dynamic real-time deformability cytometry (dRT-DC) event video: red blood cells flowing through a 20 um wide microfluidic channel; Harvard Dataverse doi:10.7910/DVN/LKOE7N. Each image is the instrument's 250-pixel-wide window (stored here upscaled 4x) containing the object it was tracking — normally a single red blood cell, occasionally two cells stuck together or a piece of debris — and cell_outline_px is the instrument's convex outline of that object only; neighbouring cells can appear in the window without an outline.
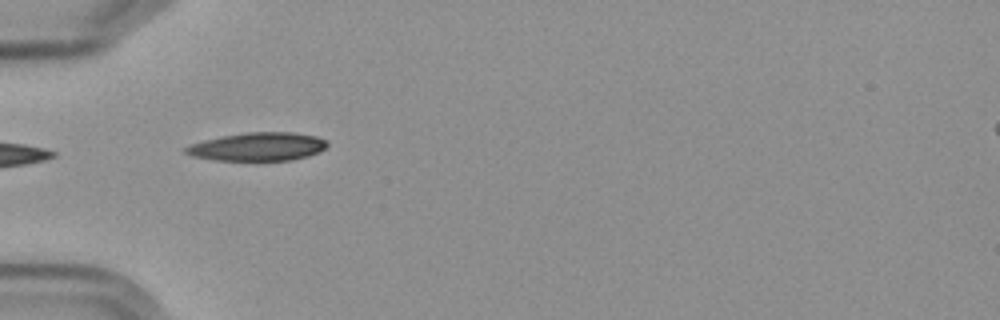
{"species": "Egyptian fruit bat (a non-hibernating species)", "species_latin": "Rousettus aegyptiacus", "temperature_condition": "cold", "stored_images_in_passage": 5, "camera_frame_rate_fps": 3000, "um_per_image_px": 0.085, "frame": {"image": 1, "passage_image": 4, "time_ms": 3.667, "image_size_px": [1000, 320], "cell_outline_px": [[328, 144], [324, 148], [308, 156], [292, 160], [216, 160], [192, 156], [184, 152], [184, 148], [192, 144], [204, 140], [220, 136], [244, 132], [292, 132], [316, 136], [324, 140]], "centroid_in_image_um": [21.88, 12.46], "position_along_channel_um": 63.1, "area_um2": 23.18}}
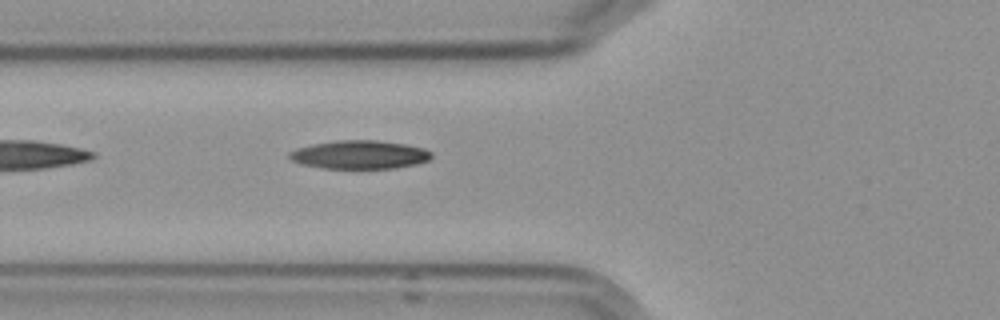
{"frame": {"image": 2, "passage_image": 5, "time_ms": 4.667, "image_size_px": [1000, 320], "cell_outline_px": [[432, 156], [428, 160], [416, 164], [392, 168], [320, 168], [304, 164], [292, 160], [288, 156], [288, 152], [296, 148], [312, 144], [336, 140], [376, 140], [404, 144], [424, 148], [432, 152]], "centroid_in_image_um": [30.55, 13.14], "position_along_channel_um": 95.2, "area_um2": 23.47}}